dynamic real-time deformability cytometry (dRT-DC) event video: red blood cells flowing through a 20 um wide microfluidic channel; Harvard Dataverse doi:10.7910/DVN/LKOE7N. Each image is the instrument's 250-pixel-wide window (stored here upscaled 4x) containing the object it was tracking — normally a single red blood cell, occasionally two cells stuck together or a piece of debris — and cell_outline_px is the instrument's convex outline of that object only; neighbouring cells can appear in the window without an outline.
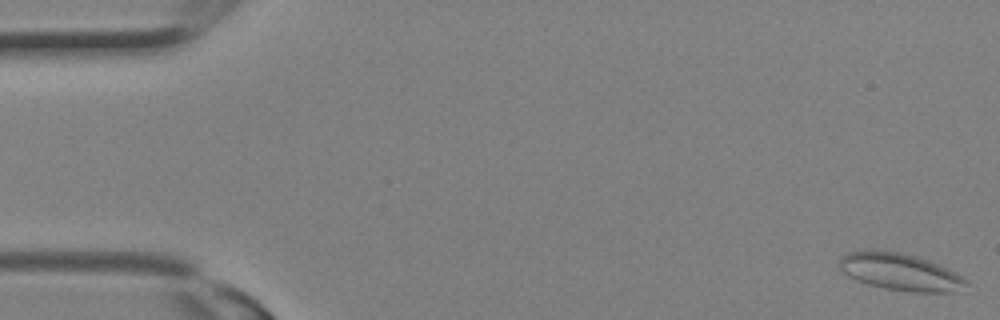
{"species": "Egyptian fruit bat (a non-hibernating species)", "species_latin": "Rousettus aegyptiacus", "temperature_condition": "room temperature", "stored_images_in_passage": 8, "camera_frame_rate_fps": 3000, "um_per_image_px": 0.085, "animal": {"sex": "female"}, "frame": {"image": 1, "passage_image": 1, "time_ms": 0.0, "image_size_px": [1000, 320], "cell_outline_px": [[976, 284], [964, 292], [912, 292], [884, 288], [868, 284], [856, 280], [848, 276], [836, 264], [848, 252], [872, 248], [900, 252], [916, 256], [940, 264], [956, 272]], "centroid_in_image_um": [76.64, 23.12], "position_along_channel_um": 8.4, "area_um2": 28.44}}